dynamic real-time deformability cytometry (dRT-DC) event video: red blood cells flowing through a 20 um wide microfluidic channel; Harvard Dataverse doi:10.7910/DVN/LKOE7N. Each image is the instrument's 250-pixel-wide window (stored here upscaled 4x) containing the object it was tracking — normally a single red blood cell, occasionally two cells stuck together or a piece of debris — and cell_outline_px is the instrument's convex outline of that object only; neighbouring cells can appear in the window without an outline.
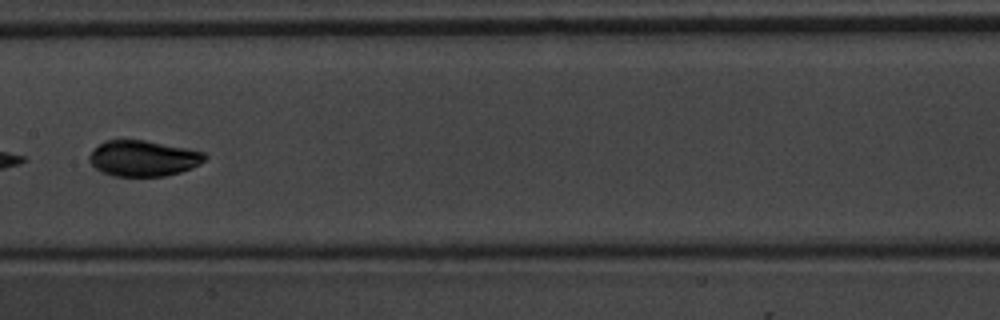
{"species": "common noctule bat (a hibernating species)", "species_latin": "Nyctalus noctula", "temperature_condition": "warm", "stored_images_in_passage": 9, "camera_frame_rate_fps": 3000, "um_per_image_px": 0.085, "animal": {"sex": "male", "body_mass_g": 20.1, "forearm_length_mm": 53.5}, "frame": {"image": 1, "passage_image": 6, "time_ms": 6.0, "image_size_px": [1000, 320], "cell_outline_px": [[208, 156], [200, 164], [192, 168], [180, 172], [164, 176], [112, 176], [100, 172], [88, 160], [88, 156], [104, 140], [144, 140], [204, 152]], "centroid_in_image_um": [12.16, 13.47], "position_along_channel_um": 195.2, "area_um2": 23.99}}
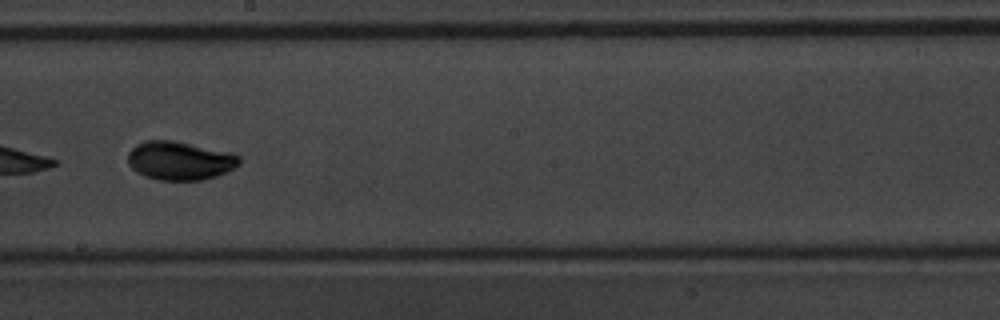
{"frame": {"image": 2, "passage_image": 7, "time_ms": 7.0, "image_size_px": [1000, 320], "cell_outline_px": [[240, 164], [216, 176], [204, 180], [156, 180], [144, 176], [136, 172], [128, 164], [128, 152], [136, 144], [144, 140], [172, 140], [232, 152], [240, 156]], "centroid_in_image_um": [15.26, 13.65], "position_along_channel_um": 232.9, "area_um2": 25.26}}
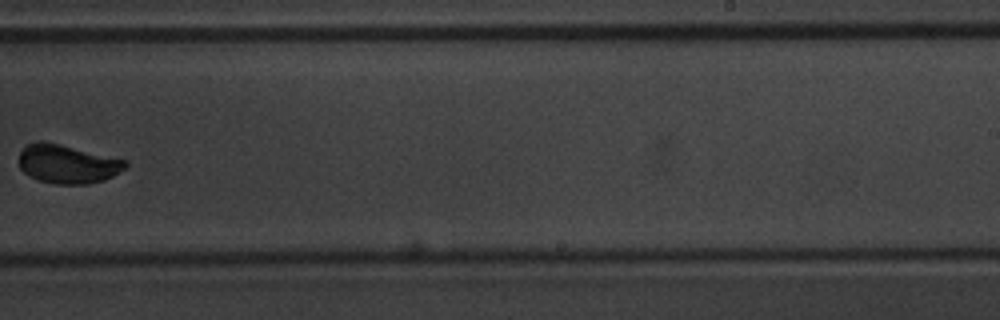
{"frame": {"image": 3, "passage_image": 8, "time_ms": 8.333, "image_size_px": [1000, 320], "cell_outline_px": [[128, 164], [120, 172], [104, 180], [88, 184], [56, 184], [40, 180], [24, 172], [20, 168], [16, 160], [24, 144], [36, 140], [44, 140], [128, 160]], "centroid_in_image_um": [5.69, 13.91], "position_along_channel_um": 283.3, "area_um2": 24.45}}